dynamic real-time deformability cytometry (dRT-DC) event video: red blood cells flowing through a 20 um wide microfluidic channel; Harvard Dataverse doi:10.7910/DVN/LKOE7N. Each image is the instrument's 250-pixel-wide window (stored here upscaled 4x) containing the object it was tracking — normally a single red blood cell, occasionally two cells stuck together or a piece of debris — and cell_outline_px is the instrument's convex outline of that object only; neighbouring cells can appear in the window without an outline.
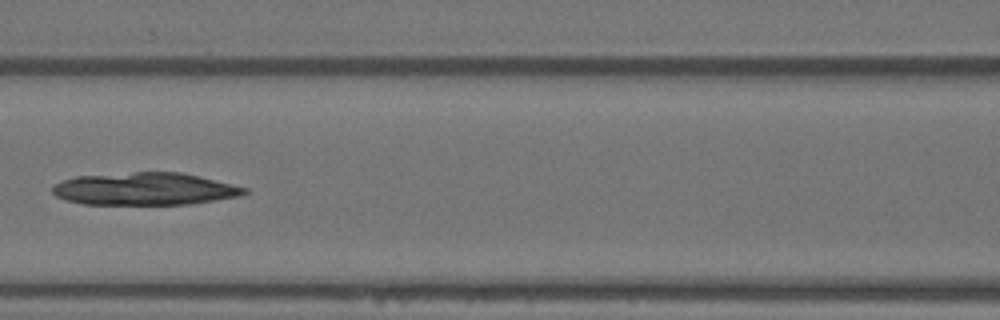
{"species": "Egyptian fruit bat (a non-hibernating species)", "species_latin": "Rousettus aegyptiacus", "temperature_condition": "warm", "stored_images_in_passage": 6, "camera_frame_rate_fps": 3000, "um_per_image_px": 0.085, "animal": {"sex": "female"}, "frame": {"image": 1, "passage_image": 6, "time_ms": 1.667, "image_size_px": [1000, 320], "cell_outline_px": [[248, 192], [240, 196], [188, 204], [84, 204], [68, 200], [56, 196], [52, 192], [52, 188], [60, 180], [76, 176], [136, 172], [180, 172], [200, 176], [248, 188]], "centroid_in_image_um": [12.31, 16.05], "position_along_channel_um": 154.3, "area_um2": 36.18}}